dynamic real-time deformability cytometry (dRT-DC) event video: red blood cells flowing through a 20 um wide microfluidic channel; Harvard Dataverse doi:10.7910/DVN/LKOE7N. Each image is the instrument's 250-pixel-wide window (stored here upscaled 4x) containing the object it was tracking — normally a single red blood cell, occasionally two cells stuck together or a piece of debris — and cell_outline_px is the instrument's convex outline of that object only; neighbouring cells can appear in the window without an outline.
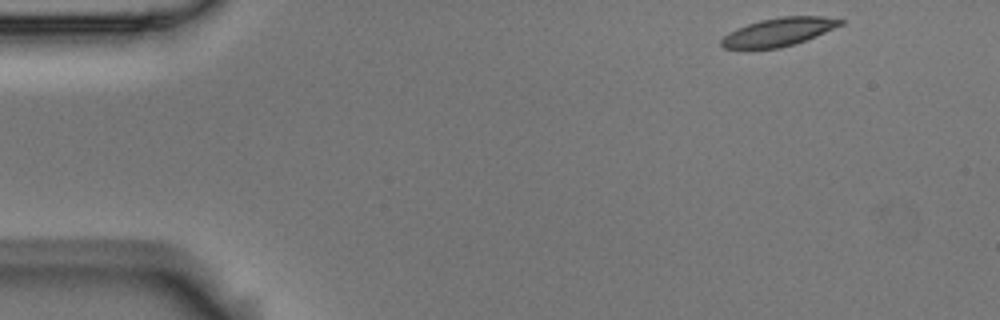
{"species": "Egyptian fruit bat (a non-hibernating species)", "species_latin": "Rousettus aegyptiacus", "temperature_condition": "room temperature", "stored_images_in_passage": 50, "camera_frame_rate_fps": 3000, "um_per_image_px": 0.085, "animal": {"sex": "male"}, "frame": {"image": 1, "passage_image": 1, "time_ms": 0.0, "image_size_px": [1000, 320], "cell_outline_px": [[844, 24], [804, 40], [780, 48], [724, 48], [720, 44], [720, 40], [728, 32], [736, 28], [760, 20], [780, 16], [824, 16], [844, 20]], "centroid_in_image_um": [66.17, 2.7], "position_along_channel_um": 18.8, "area_um2": 19.36}}
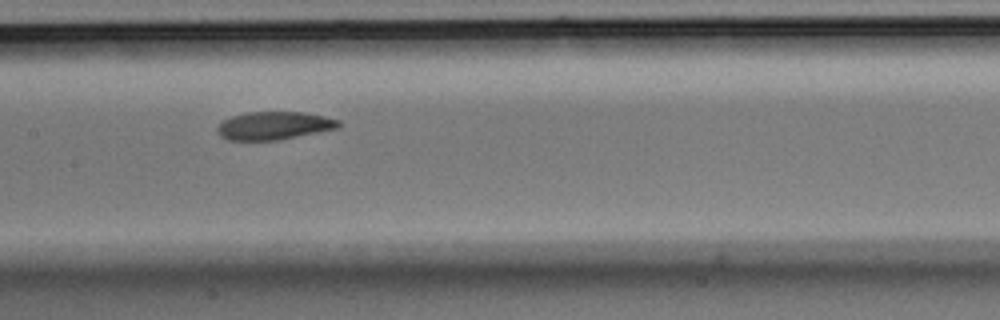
{"frame": {"image": 2, "passage_image": 22, "time_ms": 7.0, "image_size_px": [1000, 320], "cell_outline_px": [[340, 128], [276, 140], [228, 140], [220, 136], [216, 132], [216, 128], [224, 120], [232, 116], [248, 112], [304, 112], [324, 116], [340, 120]], "centroid_in_image_um": [23.29, 10.68], "position_along_channel_um": 184.1, "area_um2": 19.77}}
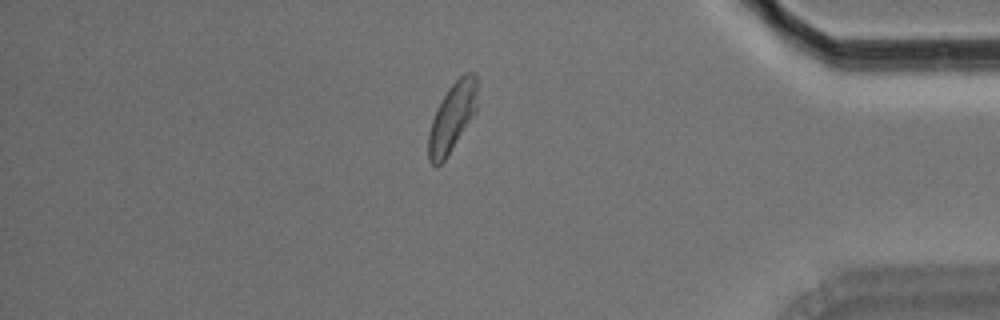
{"frame": {"image": 3, "passage_image": 42, "time_ms": 13.667, "image_size_px": [1000, 320], "cell_outline_px": [[476, 112], [444, 160], [436, 168], [428, 160], [428, 132], [432, 120], [448, 88], [464, 72], [476, 72]], "centroid_in_image_um": [38.43, 9.98], "position_along_channel_um": 396.8, "area_um2": 19.25}, "authors_computed_cell_mechanics": {"area_um2": 20.2011, "velocity_mm_per_s": 3.6658, "shape_relaxation_time_tau1_ms": 6.1889, "shape_relaxation_time_tau2_ms": 3.7844, "deformation_change_tau1": 0.179, "deformation_change_tau2": 0.0969}}